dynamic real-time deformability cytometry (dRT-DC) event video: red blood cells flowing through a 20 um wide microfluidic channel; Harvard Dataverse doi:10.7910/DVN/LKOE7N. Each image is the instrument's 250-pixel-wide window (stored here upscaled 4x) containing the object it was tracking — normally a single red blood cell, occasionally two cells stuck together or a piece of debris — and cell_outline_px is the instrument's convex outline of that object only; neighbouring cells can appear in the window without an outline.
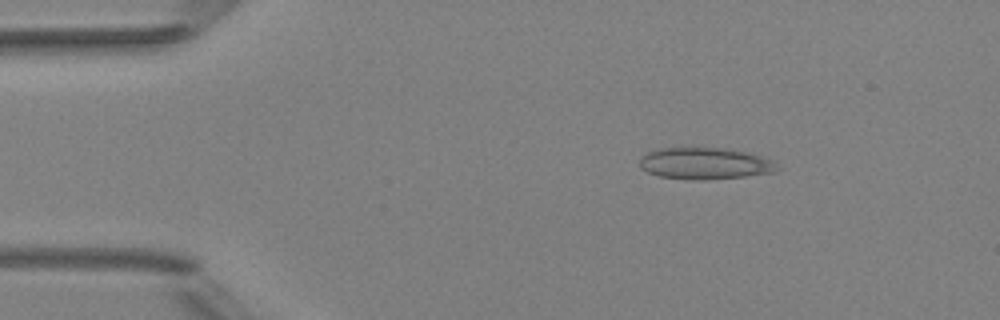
{"species": "Egyptian fruit bat (a non-hibernating species)", "species_latin": "Rousettus aegyptiacus", "temperature_condition": "room temperature", "stored_images_in_passage": 4, "camera_frame_rate_fps": 3000, "um_per_image_px": 0.085, "animal": {"sex": "female"}, "frame": {"image": 1, "passage_image": 2, "time_ms": 2.0, "image_size_px": [1000, 320], "cell_outline_px": [[780, 168], [776, 172], [744, 176], [704, 180], [696, 180], [660, 176], [648, 172], [640, 168], [640, 156], [648, 152], [660, 148], [724, 148], [744, 152], [760, 156], [772, 160]], "centroid_in_image_um": [59.91, 13.9], "position_along_channel_um": 25.1, "area_um2": 25.2}}